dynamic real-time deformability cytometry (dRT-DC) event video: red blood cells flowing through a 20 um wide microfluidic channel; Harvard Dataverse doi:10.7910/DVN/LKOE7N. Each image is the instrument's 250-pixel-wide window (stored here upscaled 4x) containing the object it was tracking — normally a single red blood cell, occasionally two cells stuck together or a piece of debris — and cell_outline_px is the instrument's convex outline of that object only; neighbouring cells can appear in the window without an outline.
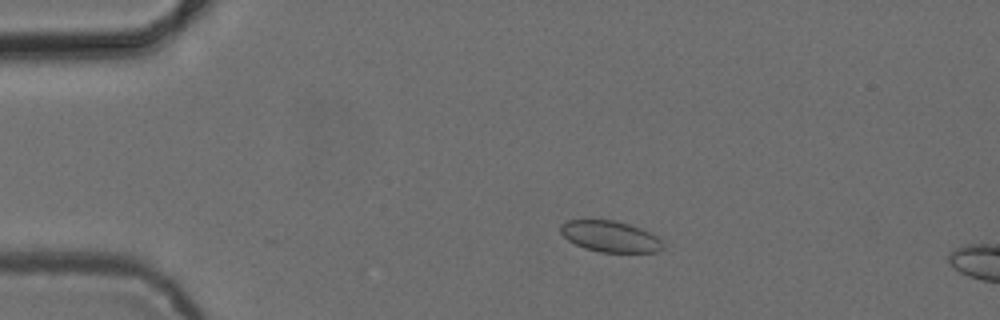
{"species": "common noctule bat (a hibernating species)", "species_latin": "Nyctalus noctula", "temperature_condition": "cold", "stored_images_in_passage": 15, "camera_frame_rate_fps": 3000, "um_per_image_px": 0.085, "animal": {"sex": "female", "body_mass_g": 24.6, "forearm_length_mm": 56.2}, "frame": {"image": 1, "passage_image": 11, "time_ms": 3.333, "image_size_px": [1000, 320], "cell_outline_px": [[664, 248], [660, 252], [600, 252], [584, 248], [568, 240], [560, 232], [560, 224], [568, 220], [612, 220], [628, 224], [640, 228], [656, 236], [664, 244]], "centroid_in_image_um": [51.86, 20.11], "position_along_channel_um": 33.1, "area_um2": 18.5}}